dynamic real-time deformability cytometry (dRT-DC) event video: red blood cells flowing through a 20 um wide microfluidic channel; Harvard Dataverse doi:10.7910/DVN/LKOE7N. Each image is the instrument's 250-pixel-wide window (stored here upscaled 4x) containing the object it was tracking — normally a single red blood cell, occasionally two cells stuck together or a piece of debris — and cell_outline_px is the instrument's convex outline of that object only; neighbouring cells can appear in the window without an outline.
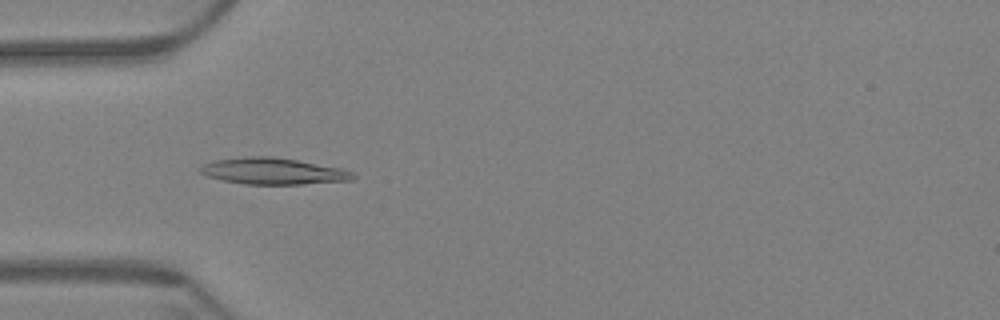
{"species": "Egyptian fruit bat (a non-hibernating species)", "species_latin": "Rousettus aegyptiacus", "temperature_condition": "warm", "stored_images_in_passage": 60, "camera_frame_rate_fps": 3000, "um_per_image_px": 0.085, "animal": {"sex": "female"}, "frame": {"image": 1, "passage_image": 18, "time_ms": 5.667, "image_size_px": [1000, 320], "cell_outline_px": [[356, 176], [352, 180], [300, 184], [244, 184], [224, 180], [208, 176], [200, 172], [200, 168], [204, 164], [212, 160], [248, 156], [272, 156], [296, 160], [340, 168], [352, 172]], "centroid_in_image_um": [23.2, 14.54], "position_along_channel_um": 61.8, "area_um2": 23.29}}
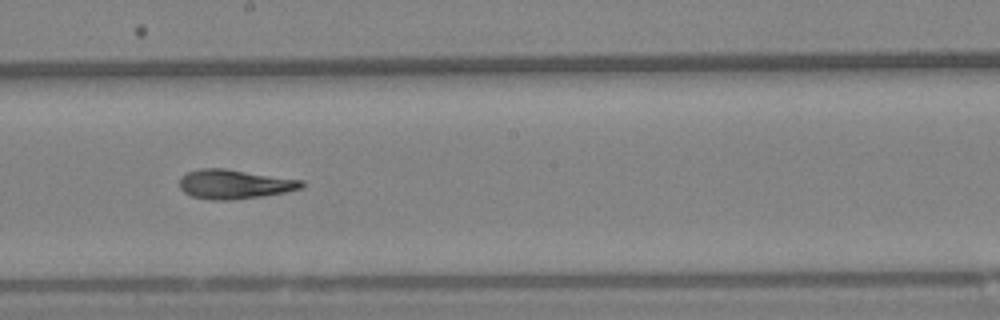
{"frame": {"image": 2, "passage_image": 33, "time_ms": 10.667, "image_size_px": [1000, 320], "cell_outline_px": [[304, 184], [300, 188], [284, 192], [260, 196], [228, 200], [208, 200], [192, 196], [184, 192], [180, 188], [180, 176], [188, 172], [200, 168], [224, 168], [304, 180]], "centroid_in_image_um": [19.89, 15.64], "position_along_channel_um": 228.3, "area_um2": 20.75}}
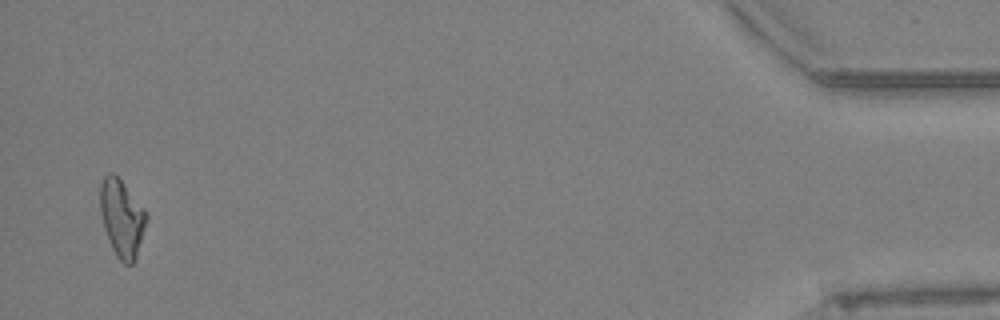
{"frame": {"image": 3, "passage_image": 58, "time_ms": 19.0, "image_size_px": [1000, 320], "cell_outline_px": [[148, 216], [136, 256], [132, 264], [124, 264], [116, 256], [112, 248], [104, 228], [100, 212], [100, 184], [104, 176], [108, 172], [112, 172], [120, 180], [144, 208]], "centroid_in_image_um": [10.34, 18.53], "position_along_channel_um": 424.9, "area_um2": 20.52}, "authors_computed_cell_mechanics": {"area_um2": 20.7502, "velocity_mm_per_s": 3.3765, "shape_relaxation_time_tau1_ms": 9.4034, "shape_relaxation_time_tau2_ms": 3.0685, "deformation_change_tau1": 0.2506, "deformation_change_tau2": 0.1058}}